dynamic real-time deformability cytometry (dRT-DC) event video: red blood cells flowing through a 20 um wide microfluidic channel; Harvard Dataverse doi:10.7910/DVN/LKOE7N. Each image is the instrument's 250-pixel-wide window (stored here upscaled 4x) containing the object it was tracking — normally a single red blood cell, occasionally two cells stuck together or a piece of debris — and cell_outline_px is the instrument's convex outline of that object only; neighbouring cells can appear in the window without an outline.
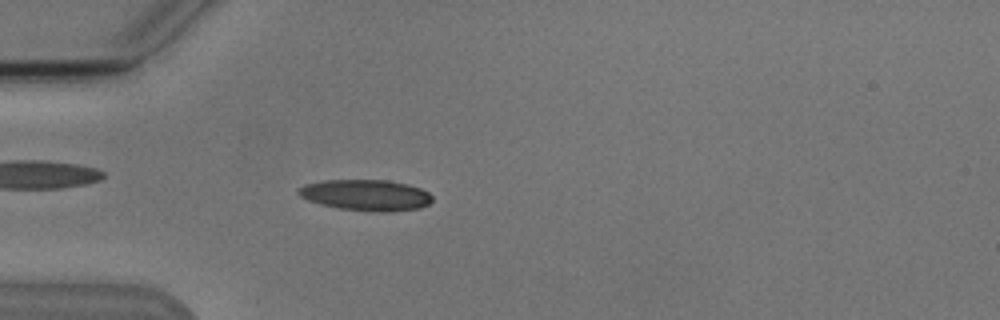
{"species": "Egyptian fruit bat (a non-hibernating species)", "species_latin": "Rousettus aegyptiacus", "temperature_condition": "cold", "stored_images_in_passage": 3, "camera_frame_rate_fps": 3000, "um_per_image_px": 0.085, "animal": {"sex": "male"}, "frame": {"image": 1, "passage_image": 3, "time_ms": 2.0, "image_size_px": [1000, 320], "cell_outline_px": [[432, 200], [428, 204], [420, 208], [392, 212], [368, 212], [340, 208], [320, 204], [308, 200], [300, 196], [296, 192], [296, 188], [304, 184], [324, 180], [388, 180], [408, 184], [420, 188], [428, 192], [432, 196]], "centroid_in_image_um": [31.09, 16.59], "position_along_channel_um": 53.9, "area_um2": 24.51}}